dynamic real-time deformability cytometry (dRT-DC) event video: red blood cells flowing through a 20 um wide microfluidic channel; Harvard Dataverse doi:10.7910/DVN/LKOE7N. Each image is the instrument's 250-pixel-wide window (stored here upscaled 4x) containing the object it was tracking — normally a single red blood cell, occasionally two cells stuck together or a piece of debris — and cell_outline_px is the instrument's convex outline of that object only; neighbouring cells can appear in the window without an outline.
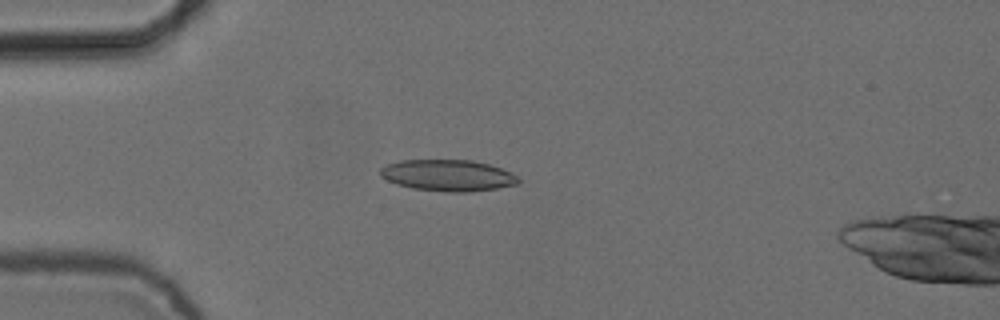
{"species": "common noctule bat (a hibernating species)", "species_latin": "Nyctalus noctula", "temperature_condition": "cold", "stored_images_in_passage": 5, "camera_frame_rate_fps": 3000, "um_per_image_px": 0.085, "animal": {"sex": "female", "body_mass_g": 24.6, "forearm_length_mm": 56.2}, "frame": {"image": 1, "passage_image": 4, "time_ms": 1.0, "image_size_px": [1000, 320], "cell_outline_px": [[520, 180], [516, 184], [496, 188], [468, 192], [448, 192], [412, 188], [396, 184], [380, 176], [380, 168], [388, 164], [400, 160], [472, 160], [488, 164], [500, 168], [516, 176]], "centroid_in_image_um": [38.03, 14.91], "position_along_channel_um": 47.0, "area_um2": 25.03}}